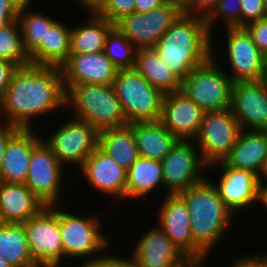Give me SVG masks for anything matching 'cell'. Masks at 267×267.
Instances as JSON below:
<instances>
[{"mask_svg":"<svg viewBox=\"0 0 267 267\" xmlns=\"http://www.w3.org/2000/svg\"><path fill=\"white\" fill-rule=\"evenodd\" d=\"M66 109V90L59 67L28 65L13 74L0 101V122L32 129L33 119ZM5 115V116H4Z\"/></svg>","mask_w":267,"mask_h":267,"instance_id":"6da1fadb","label":"cell"},{"mask_svg":"<svg viewBox=\"0 0 267 267\" xmlns=\"http://www.w3.org/2000/svg\"><path fill=\"white\" fill-rule=\"evenodd\" d=\"M153 49L182 81L212 56V35L206 18L183 13Z\"/></svg>","mask_w":267,"mask_h":267,"instance_id":"7a4b0ae2","label":"cell"},{"mask_svg":"<svg viewBox=\"0 0 267 267\" xmlns=\"http://www.w3.org/2000/svg\"><path fill=\"white\" fill-rule=\"evenodd\" d=\"M210 179L207 177L178 193L184 199L190 215L194 242L207 255L226 236L225 233L237 218L221 200L213 180Z\"/></svg>","mask_w":267,"mask_h":267,"instance_id":"3957f363","label":"cell"},{"mask_svg":"<svg viewBox=\"0 0 267 267\" xmlns=\"http://www.w3.org/2000/svg\"><path fill=\"white\" fill-rule=\"evenodd\" d=\"M66 108L98 132L128 125L112 84L64 85Z\"/></svg>","mask_w":267,"mask_h":267,"instance_id":"277c9868","label":"cell"},{"mask_svg":"<svg viewBox=\"0 0 267 267\" xmlns=\"http://www.w3.org/2000/svg\"><path fill=\"white\" fill-rule=\"evenodd\" d=\"M57 215L60 218L64 259H85L83 262L87 263L107 255L105 253L102 256V253L110 250L111 243L109 236L107 238L105 236L107 234H103L101 231L103 228L100 216L94 214V212L81 216L61 210L60 207L57 208Z\"/></svg>","mask_w":267,"mask_h":267,"instance_id":"5b68a950","label":"cell"},{"mask_svg":"<svg viewBox=\"0 0 267 267\" xmlns=\"http://www.w3.org/2000/svg\"><path fill=\"white\" fill-rule=\"evenodd\" d=\"M213 39L212 36V56L181 83V91L204 112L231 107L233 81L217 62Z\"/></svg>","mask_w":267,"mask_h":267,"instance_id":"8992f818","label":"cell"},{"mask_svg":"<svg viewBox=\"0 0 267 267\" xmlns=\"http://www.w3.org/2000/svg\"><path fill=\"white\" fill-rule=\"evenodd\" d=\"M112 85L128 124L160 120L164 93L135 68L118 70Z\"/></svg>","mask_w":267,"mask_h":267,"instance_id":"52a82bcc","label":"cell"},{"mask_svg":"<svg viewBox=\"0 0 267 267\" xmlns=\"http://www.w3.org/2000/svg\"><path fill=\"white\" fill-rule=\"evenodd\" d=\"M58 206H45L23 223L31 256L39 267H61L64 261Z\"/></svg>","mask_w":267,"mask_h":267,"instance_id":"ba28073f","label":"cell"},{"mask_svg":"<svg viewBox=\"0 0 267 267\" xmlns=\"http://www.w3.org/2000/svg\"><path fill=\"white\" fill-rule=\"evenodd\" d=\"M242 131L230 108L205 112L195 141L203 161L212 166L230 153Z\"/></svg>","mask_w":267,"mask_h":267,"instance_id":"9c48e42d","label":"cell"},{"mask_svg":"<svg viewBox=\"0 0 267 267\" xmlns=\"http://www.w3.org/2000/svg\"><path fill=\"white\" fill-rule=\"evenodd\" d=\"M67 120L43 140L64 167L69 163L79 169L98 147L99 132L84 120L72 116Z\"/></svg>","mask_w":267,"mask_h":267,"instance_id":"30bf717a","label":"cell"},{"mask_svg":"<svg viewBox=\"0 0 267 267\" xmlns=\"http://www.w3.org/2000/svg\"><path fill=\"white\" fill-rule=\"evenodd\" d=\"M193 142L194 140H177L161 161L166 188L164 191L168 194L180 193L206 179L203 172H207L209 166L203 161L200 150Z\"/></svg>","mask_w":267,"mask_h":267,"instance_id":"8fae6325","label":"cell"},{"mask_svg":"<svg viewBox=\"0 0 267 267\" xmlns=\"http://www.w3.org/2000/svg\"><path fill=\"white\" fill-rule=\"evenodd\" d=\"M184 12L163 3L146 13L133 12L123 16L114 26L139 49L154 48L163 34Z\"/></svg>","mask_w":267,"mask_h":267,"instance_id":"7c38bea8","label":"cell"},{"mask_svg":"<svg viewBox=\"0 0 267 267\" xmlns=\"http://www.w3.org/2000/svg\"><path fill=\"white\" fill-rule=\"evenodd\" d=\"M65 167L42 139L31 154L29 171L25 185L46 205L61 202V183ZM60 199V201H59Z\"/></svg>","mask_w":267,"mask_h":267,"instance_id":"4fadbf2b","label":"cell"},{"mask_svg":"<svg viewBox=\"0 0 267 267\" xmlns=\"http://www.w3.org/2000/svg\"><path fill=\"white\" fill-rule=\"evenodd\" d=\"M226 31L228 74L233 82L259 81L264 75L267 58L257 49L245 27H228Z\"/></svg>","mask_w":267,"mask_h":267,"instance_id":"5bb4252c","label":"cell"},{"mask_svg":"<svg viewBox=\"0 0 267 267\" xmlns=\"http://www.w3.org/2000/svg\"><path fill=\"white\" fill-rule=\"evenodd\" d=\"M215 166L222 169L216 186L221 200L226 207L238 218L240 211L255 205L259 199V176L255 173L228 167L223 161L213 164L208 168L216 170Z\"/></svg>","mask_w":267,"mask_h":267,"instance_id":"9a60e30c","label":"cell"},{"mask_svg":"<svg viewBox=\"0 0 267 267\" xmlns=\"http://www.w3.org/2000/svg\"><path fill=\"white\" fill-rule=\"evenodd\" d=\"M159 207V226L186 258L208 256L192 236L190 215L184 199L177 194H166Z\"/></svg>","mask_w":267,"mask_h":267,"instance_id":"2e32d148","label":"cell"},{"mask_svg":"<svg viewBox=\"0 0 267 267\" xmlns=\"http://www.w3.org/2000/svg\"><path fill=\"white\" fill-rule=\"evenodd\" d=\"M230 109L242 130L267 131V90L261 80L233 82Z\"/></svg>","mask_w":267,"mask_h":267,"instance_id":"e0dca14e","label":"cell"},{"mask_svg":"<svg viewBox=\"0 0 267 267\" xmlns=\"http://www.w3.org/2000/svg\"><path fill=\"white\" fill-rule=\"evenodd\" d=\"M87 183L102 195L119 201L126 199L127 170L117 164L99 147L78 169Z\"/></svg>","mask_w":267,"mask_h":267,"instance_id":"ac0fdd59","label":"cell"},{"mask_svg":"<svg viewBox=\"0 0 267 267\" xmlns=\"http://www.w3.org/2000/svg\"><path fill=\"white\" fill-rule=\"evenodd\" d=\"M205 112L182 91L164 94L160 122L178 139L194 140Z\"/></svg>","mask_w":267,"mask_h":267,"instance_id":"d6986e66","label":"cell"},{"mask_svg":"<svg viewBox=\"0 0 267 267\" xmlns=\"http://www.w3.org/2000/svg\"><path fill=\"white\" fill-rule=\"evenodd\" d=\"M61 70L64 85L113 84L118 72L104 52L70 53Z\"/></svg>","mask_w":267,"mask_h":267,"instance_id":"ffe728a7","label":"cell"},{"mask_svg":"<svg viewBox=\"0 0 267 267\" xmlns=\"http://www.w3.org/2000/svg\"><path fill=\"white\" fill-rule=\"evenodd\" d=\"M158 227L150 228L136 243L130 261L137 267H177L186 257Z\"/></svg>","mask_w":267,"mask_h":267,"instance_id":"44dd1931","label":"cell"},{"mask_svg":"<svg viewBox=\"0 0 267 267\" xmlns=\"http://www.w3.org/2000/svg\"><path fill=\"white\" fill-rule=\"evenodd\" d=\"M45 206L24 183L0 181V222L24 223Z\"/></svg>","mask_w":267,"mask_h":267,"instance_id":"7402d4cb","label":"cell"},{"mask_svg":"<svg viewBox=\"0 0 267 267\" xmlns=\"http://www.w3.org/2000/svg\"><path fill=\"white\" fill-rule=\"evenodd\" d=\"M40 136V137H39ZM32 129H21L8 143L0 181L25 183L33 148L43 139Z\"/></svg>","mask_w":267,"mask_h":267,"instance_id":"603a6c76","label":"cell"},{"mask_svg":"<svg viewBox=\"0 0 267 267\" xmlns=\"http://www.w3.org/2000/svg\"><path fill=\"white\" fill-rule=\"evenodd\" d=\"M267 158V131L242 130L223 162L231 168L248 170L257 176Z\"/></svg>","mask_w":267,"mask_h":267,"instance_id":"cb8c5ba5","label":"cell"},{"mask_svg":"<svg viewBox=\"0 0 267 267\" xmlns=\"http://www.w3.org/2000/svg\"><path fill=\"white\" fill-rule=\"evenodd\" d=\"M71 28L57 20L48 30L45 40L29 56L30 64L61 68L69 59Z\"/></svg>","mask_w":267,"mask_h":267,"instance_id":"d4e9b609","label":"cell"},{"mask_svg":"<svg viewBox=\"0 0 267 267\" xmlns=\"http://www.w3.org/2000/svg\"><path fill=\"white\" fill-rule=\"evenodd\" d=\"M138 154L162 161L178 140L160 121L132 123Z\"/></svg>","mask_w":267,"mask_h":267,"instance_id":"484cf974","label":"cell"},{"mask_svg":"<svg viewBox=\"0 0 267 267\" xmlns=\"http://www.w3.org/2000/svg\"><path fill=\"white\" fill-rule=\"evenodd\" d=\"M160 187L165 189L161 161L139 156L127 170L126 198L142 200Z\"/></svg>","mask_w":267,"mask_h":267,"instance_id":"4316f807","label":"cell"},{"mask_svg":"<svg viewBox=\"0 0 267 267\" xmlns=\"http://www.w3.org/2000/svg\"><path fill=\"white\" fill-rule=\"evenodd\" d=\"M98 147L126 170L139 157L132 124L99 131Z\"/></svg>","mask_w":267,"mask_h":267,"instance_id":"83f0119b","label":"cell"},{"mask_svg":"<svg viewBox=\"0 0 267 267\" xmlns=\"http://www.w3.org/2000/svg\"><path fill=\"white\" fill-rule=\"evenodd\" d=\"M87 13V21L81 22V26L71 27L70 53H98L104 50L106 35L114 24L95 11Z\"/></svg>","mask_w":267,"mask_h":267,"instance_id":"f1b7e54d","label":"cell"},{"mask_svg":"<svg viewBox=\"0 0 267 267\" xmlns=\"http://www.w3.org/2000/svg\"><path fill=\"white\" fill-rule=\"evenodd\" d=\"M135 69L164 94L181 91L182 81L166 67L153 48L137 50Z\"/></svg>","mask_w":267,"mask_h":267,"instance_id":"f546056e","label":"cell"},{"mask_svg":"<svg viewBox=\"0 0 267 267\" xmlns=\"http://www.w3.org/2000/svg\"><path fill=\"white\" fill-rule=\"evenodd\" d=\"M0 256L13 267H39L31 256L23 223L0 222Z\"/></svg>","mask_w":267,"mask_h":267,"instance_id":"4dcf8cb0","label":"cell"},{"mask_svg":"<svg viewBox=\"0 0 267 267\" xmlns=\"http://www.w3.org/2000/svg\"><path fill=\"white\" fill-rule=\"evenodd\" d=\"M44 12H30L29 9L18 13L23 46L30 56L45 40L47 30L58 20L48 17Z\"/></svg>","mask_w":267,"mask_h":267,"instance_id":"1f68e13d","label":"cell"},{"mask_svg":"<svg viewBox=\"0 0 267 267\" xmlns=\"http://www.w3.org/2000/svg\"><path fill=\"white\" fill-rule=\"evenodd\" d=\"M137 50L116 26L106 35L103 52L118 70L135 68Z\"/></svg>","mask_w":267,"mask_h":267,"instance_id":"d6a6232c","label":"cell"},{"mask_svg":"<svg viewBox=\"0 0 267 267\" xmlns=\"http://www.w3.org/2000/svg\"><path fill=\"white\" fill-rule=\"evenodd\" d=\"M0 59L14 63L18 68L30 65L18 19L0 28Z\"/></svg>","mask_w":267,"mask_h":267,"instance_id":"836d02e7","label":"cell"},{"mask_svg":"<svg viewBox=\"0 0 267 267\" xmlns=\"http://www.w3.org/2000/svg\"><path fill=\"white\" fill-rule=\"evenodd\" d=\"M217 19L224 27H242L241 0H220L213 12L206 18L208 30L213 35ZM214 28V29H213ZM213 31V32H212Z\"/></svg>","mask_w":267,"mask_h":267,"instance_id":"e575fe53","label":"cell"},{"mask_svg":"<svg viewBox=\"0 0 267 267\" xmlns=\"http://www.w3.org/2000/svg\"><path fill=\"white\" fill-rule=\"evenodd\" d=\"M134 2L135 0H104L95 12L115 24L123 16L134 12Z\"/></svg>","mask_w":267,"mask_h":267,"instance_id":"d590c367","label":"cell"},{"mask_svg":"<svg viewBox=\"0 0 267 267\" xmlns=\"http://www.w3.org/2000/svg\"><path fill=\"white\" fill-rule=\"evenodd\" d=\"M267 0H241L242 27L266 17Z\"/></svg>","mask_w":267,"mask_h":267,"instance_id":"8d00e7d4","label":"cell"},{"mask_svg":"<svg viewBox=\"0 0 267 267\" xmlns=\"http://www.w3.org/2000/svg\"><path fill=\"white\" fill-rule=\"evenodd\" d=\"M257 49L267 58V18L252 21L245 26Z\"/></svg>","mask_w":267,"mask_h":267,"instance_id":"74e56055","label":"cell"},{"mask_svg":"<svg viewBox=\"0 0 267 267\" xmlns=\"http://www.w3.org/2000/svg\"><path fill=\"white\" fill-rule=\"evenodd\" d=\"M220 0H190L185 14L207 18Z\"/></svg>","mask_w":267,"mask_h":267,"instance_id":"f35d334b","label":"cell"},{"mask_svg":"<svg viewBox=\"0 0 267 267\" xmlns=\"http://www.w3.org/2000/svg\"><path fill=\"white\" fill-rule=\"evenodd\" d=\"M262 254V255H261ZM256 254L252 256L242 255L233 259L228 267H267V252Z\"/></svg>","mask_w":267,"mask_h":267,"instance_id":"ab89813d","label":"cell"},{"mask_svg":"<svg viewBox=\"0 0 267 267\" xmlns=\"http://www.w3.org/2000/svg\"><path fill=\"white\" fill-rule=\"evenodd\" d=\"M22 128L5 124L0 122V176L2 171V164L4 154L7 148L9 141L21 130Z\"/></svg>","mask_w":267,"mask_h":267,"instance_id":"60d3db41","label":"cell"},{"mask_svg":"<svg viewBox=\"0 0 267 267\" xmlns=\"http://www.w3.org/2000/svg\"><path fill=\"white\" fill-rule=\"evenodd\" d=\"M129 261V258L127 257H119L118 255L115 256L114 254H107L102 258L82 263L78 267H123L127 262Z\"/></svg>","mask_w":267,"mask_h":267,"instance_id":"b9f144b4","label":"cell"},{"mask_svg":"<svg viewBox=\"0 0 267 267\" xmlns=\"http://www.w3.org/2000/svg\"><path fill=\"white\" fill-rule=\"evenodd\" d=\"M18 67L9 61L0 59V101L4 98L8 85Z\"/></svg>","mask_w":267,"mask_h":267,"instance_id":"7bdbcfd3","label":"cell"},{"mask_svg":"<svg viewBox=\"0 0 267 267\" xmlns=\"http://www.w3.org/2000/svg\"><path fill=\"white\" fill-rule=\"evenodd\" d=\"M134 12L146 13L163 4L162 0H135Z\"/></svg>","mask_w":267,"mask_h":267,"instance_id":"ee69618b","label":"cell"},{"mask_svg":"<svg viewBox=\"0 0 267 267\" xmlns=\"http://www.w3.org/2000/svg\"><path fill=\"white\" fill-rule=\"evenodd\" d=\"M80 7L87 9V12L96 11L104 0H75Z\"/></svg>","mask_w":267,"mask_h":267,"instance_id":"f6af8a7d","label":"cell"},{"mask_svg":"<svg viewBox=\"0 0 267 267\" xmlns=\"http://www.w3.org/2000/svg\"><path fill=\"white\" fill-rule=\"evenodd\" d=\"M18 13L10 0H0V15H18Z\"/></svg>","mask_w":267,"mask_h":267,"instance_id":"bcb514c9","label":"cell"},{"mask_svg":"<svg viewBox=\"0 0 267 267\" xmlns=\"http://www.w3.org/2000/svg\"><path fill=\"white\" fill-rule=\"evenodd\" d=\"M206 257H200V258H186L179 266L177 267H203L204 262L206 263Z\"/></svg>","mask_w":267,"mask_h":267,"instance_id":"7dc6e473","label":"cell"},{"mask_svg":"<svg viewBox=\"0 0 267 267\" xmlns=\"http://www.w3.org/2000/svg\"><path fill=\"white\" fill-rule=\"evenodd\" d=\"M162 2L165 4L174 5L185 13L190 0H162Z\"/></svg>","mask_w":267,"mask_h":267,"instance_id":"c3c4849f","label":"cell"},{"mask_svg":"<svg viewBox=\"0 0 267 267\" xmlns=\"http://www.w3.org/2000/svg\"><path fill=\"white\" fill-rule=\"evenodd\" d=\"M33 0H10L15 9L20 12L25 9H30V4Z\"/></svg>","mask_w":267,"mask_h":267,"instance_id":"681fc988","label":"cell"},{"mask_svg":"<svg viewBox=\"0 0 267 267\" xmlns=\"http://www.w3.org/2000/svg\"><path fill=\"white\" fill-rule=\"evenodd\" d=\"M258 202H260L265 209H267V184L260 183L259 185V199Z\"/></svg>","mask_w":267,"mask_h":267,"instance_id":"f907efd6","label":"cell"},{"mask_svg":"<svg viewBox=\"0 0 267 267\" xmlns=\"http://www.w3.org/2000/svg\"><path fill=\"white\" fill-rule=\"evenodd\" d=\"M18 19V15H0V28Z\"/></svg>","mask_w":267,"mask_h":267,"instance_id":"816d5d0a","label":"cell"},{"mask_svg":"<svg viewBox=\"0 0 267 267\" xmlns=\"http://www.w3.org/2000/svg\"><path fill=\"white\" fill-rule=\"evenodd\" d=\"M262 177H265L262 179ZM264 179L267 180V158L265 160V163H264V166L262 168V171L261 173L259 174V182L260 183H263L264 182ZM267 183V182H266Z\"/></svg>","mask_w":267,"mask_h":267,"instance_id":"f5cc1de1","label":"cell"},{"mask_svg":"<svg viewBox=\"0 0 267 267\" xmlns=\"http://www.w3.org/2000/svg\"><path fill=\"white\" fill-rule=\"evenodd\" d=\"M261 81L264 83L266 90H267V66H266V69H265L264 75L262 76Z\"/></svg>","mask_w":267,"mask_h":267,"instance_id":"db71d44e","label":"cell"},{"mask_svg":"<svg viewBox=\"0 0 267 267\" xmlns=\"http://www.w3.org/2000/svg\"><path fill=\"white\" fill-rule=\"evenodd\" d=\"M0 267H13L9 265L1 256H0Z\"/></svg>","mask_w":267,"mask_h":267,"instance_id":"11a10c76","label":"cell"},{"mask_svg":"<svg viewBox=\"0 0 267 267\" xmlns=\"http://www.w3.org/2000/svg\"><path fill=\"white\" fill-rule=\"evenodd\" d=\"M123 267H137V266L129 260Z\"/></svg>","mask_w":267,"mask_h":267,"instance_id":"9f6ffc18","label":"cell"}]
</instances>
